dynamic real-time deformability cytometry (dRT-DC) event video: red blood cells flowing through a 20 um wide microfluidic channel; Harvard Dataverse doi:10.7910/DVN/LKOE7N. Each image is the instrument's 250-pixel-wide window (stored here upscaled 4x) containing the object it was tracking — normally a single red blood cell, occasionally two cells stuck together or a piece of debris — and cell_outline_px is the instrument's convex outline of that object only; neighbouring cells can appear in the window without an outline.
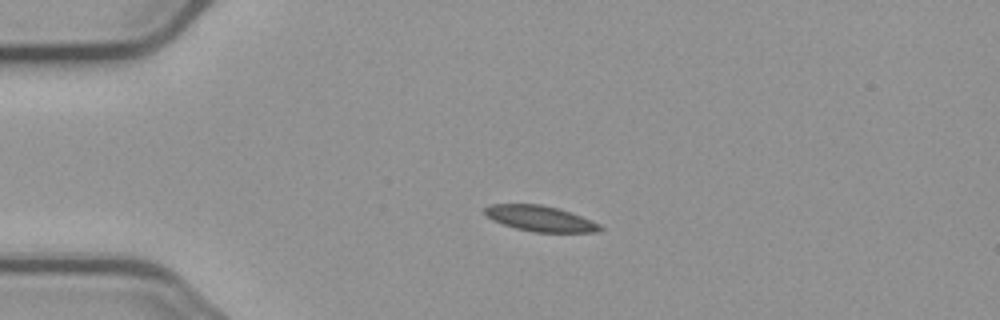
{"species": "common noctule bat (a hibernating species)", "species_latin": "Nyctalus noctula", "temperature_condition": "cold", "stored_images_in_passage": 2, "camera_frame_rate_fps": 3000, "um_per_image_px": 0.085, "animal": {"sex": "male", "body_mass_g": 23.1, "forearm_length_mm": 52.7}, "frame": {"image": 1, "passage_image": 2, "time_ms": 3.0, "image_size_px": [1000, 320], "cell_outline_px": [[604, 228], [600, 232], [536, 232], [516, 228], [492, 220], [484, 212], [484, 208], [488, 204], [540, 204], [572, 212], [600, 224]], "centroid_in_image_um": [45.94, 18.57], "position_along_channel_um": 39.1, "area_um2": 17.17}}